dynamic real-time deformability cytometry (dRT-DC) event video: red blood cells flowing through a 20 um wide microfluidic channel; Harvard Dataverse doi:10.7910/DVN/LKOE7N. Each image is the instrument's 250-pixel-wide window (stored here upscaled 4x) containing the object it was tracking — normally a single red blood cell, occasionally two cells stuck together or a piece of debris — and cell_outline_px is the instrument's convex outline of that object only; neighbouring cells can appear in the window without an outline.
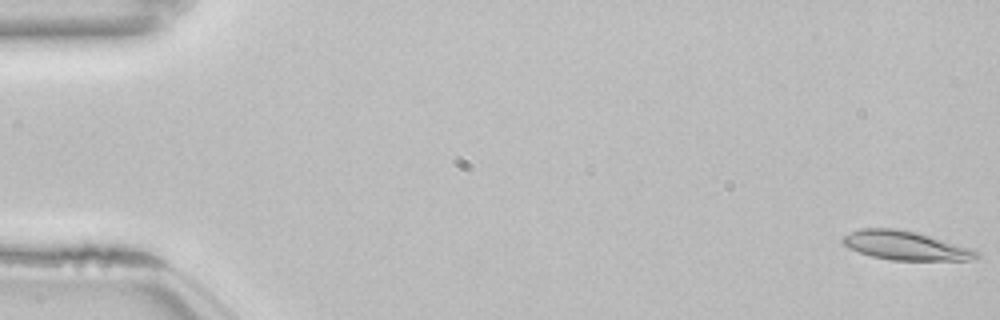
{"species": "common noctule bat (a hibernating species)", "species_latin": "Nyctalus noctula", "temperature_condition": "room temperature", "stored_images_in_passage": 54, "camera_frame_rate_fps": 3000, "um_per_image_px": 0.085, "animal": {"sex": "female", "body_mass_g": 22.7, "forearm_length_mm": 54.2}, "frame": {"image": 1, "passage_image": 1, "time_ms": 0.0, "image_size_px": [1000, 320], "cell_outline_px": [[980, 256], [976, 260], [892, 260], [872, 256], [848, 248], [840, 240], [844, 236], [860, 228], [896, 228], [916, 232], [972, 248], [980, 252]], "centroid_in_image_um": [77.0, 20.87], "position_along_channel_um": 8.0, "area_um2": 22.54}}
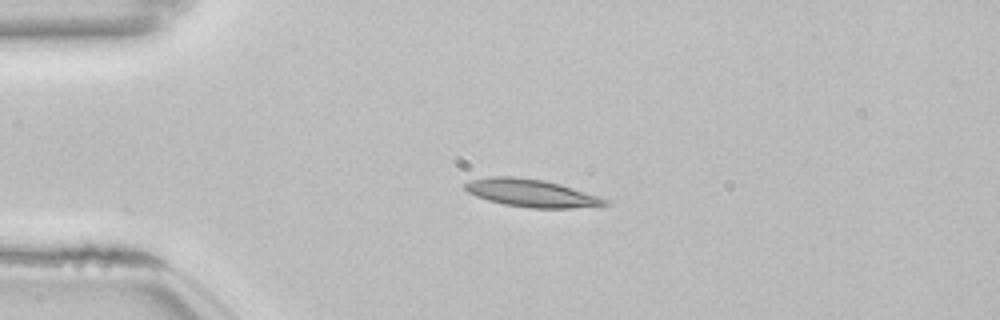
{"frame": {"image": 2, "passage_image": 13, "time_ms": 4.0, "image_size_px": [1000, 320], "cell_outline_px": [[612, 204], [600, 208], [528, 208], [504, 204], [488, 200], [476, 196], [468, 192], [464, 188], [464, 184], [472, 180], [492, 176], [512, 176], [544, 180], [560, 184], [608, 200]], "centroid_in_image_um": [45.24, 16.43], "position_along_channel_um": 39.8, "area_um2": 22.72}}
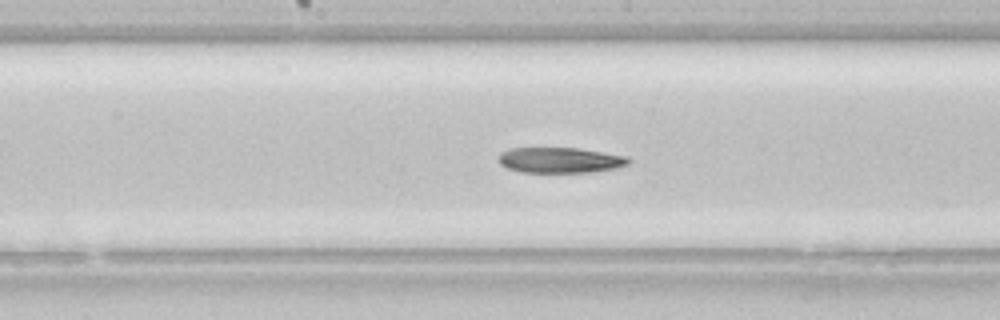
{"frame": {"image": 3, "passage_image": 28, "time_ms": 9.0, "image_size_px": [1000, 320], "cell_outline_px": [[632, 160], [628, 164], [616, 168], [592, 172], [520, 172], [508, 168], [500, 164], [496, 160], [496, 156], [500, 152], [512, 148], [576, 148], [628, 156]], "centroid_in_image_um": [47.58, 13.61], "position_along_channel_um": 200.6, "area_um2": 19.48}}